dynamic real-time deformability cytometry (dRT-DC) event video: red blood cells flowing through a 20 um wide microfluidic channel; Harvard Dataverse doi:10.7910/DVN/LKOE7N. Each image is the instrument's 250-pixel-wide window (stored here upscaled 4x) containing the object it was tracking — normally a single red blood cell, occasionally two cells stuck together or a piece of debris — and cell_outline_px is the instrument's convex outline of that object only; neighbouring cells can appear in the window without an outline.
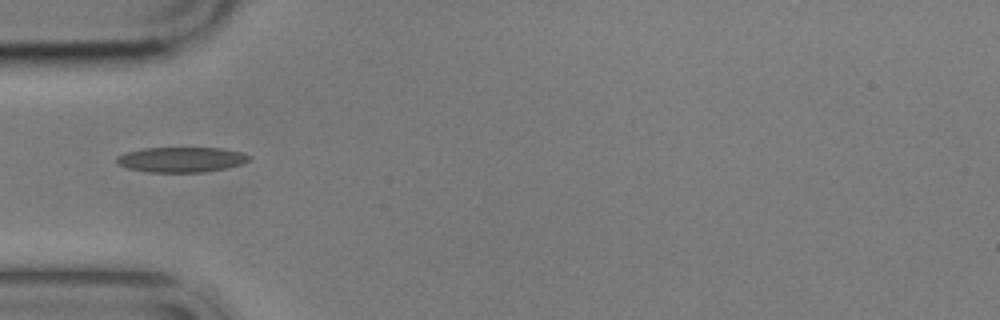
{"species": "common noctule bat (a hibernating species)", "species_latin": "Nyctalus noctula", "temperature_condition": "cold", "stored_images_in_passage": 6, "camera_frame_rate_fps": 3000, "um_per_image_px": 0.085, "animal": {"sex": "male", "body_mass_g": 17.9}, "frame": {"image": 1, "passage_image": 4, "time_ms": 3.667, "image_size_px": [1000, 320], "cell_outline_px": [[252, 160], [244, 164], [228, 168], [204, 172], [148, 172], [128, 168], [116, 164], [116, 156], [128, 152], [144, 148], [224, 148], [240, 152], [252, 156]], "centroid_in_image_um": [15.47, 13.57], "position_along_channel_um": 69.5, "area_um2": 19.65}}
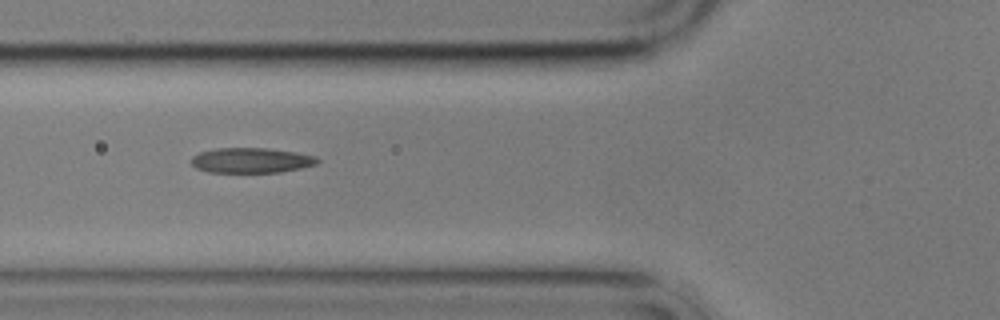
{"frame": {"image": 2, "passage_image": 5, "time_ms": 4.667, "image_size_px": [1000, 320], "cell_outline_px": [[320, 160], [316, 164], [300, 168], [280, 172], [208, 172], [196, 168], [192, 164], [192, 156], [200, 152], [216, 148], [268, 148], [296, 152], [316, 156]], "centroid_in_image_um": [21.36, 13.62], "position_along_channel_um": 104.4, "area_um2": 18.44}}
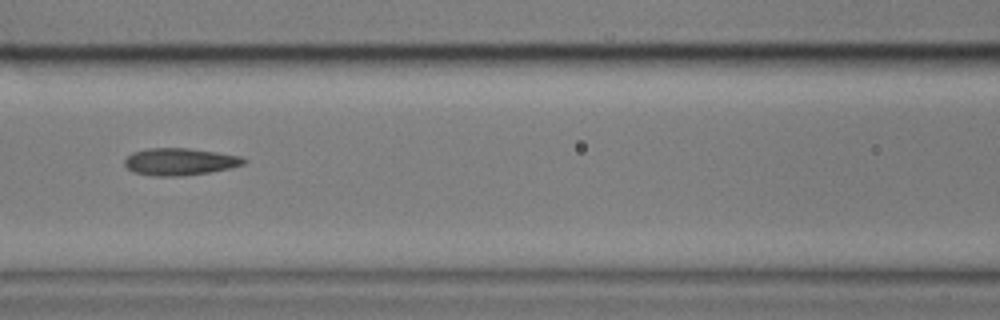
{"frame": {"image": 3, "passage_image": 6, "time_ms": 6.0, "image_size_px": [1000, 320], "cell_outline_px": [[248, 160], [244, 164], [232, 168], [184, 176], [152, 176], [132, 172], [124, 164], [124, 160], [132, 152], [148, 148], [188, 148], [216, 152], [240, 156]], "centroid_in_image_um": [15.28, 13.75], "position_along_channel_um": 151.3, "area_um2": 18.96}}